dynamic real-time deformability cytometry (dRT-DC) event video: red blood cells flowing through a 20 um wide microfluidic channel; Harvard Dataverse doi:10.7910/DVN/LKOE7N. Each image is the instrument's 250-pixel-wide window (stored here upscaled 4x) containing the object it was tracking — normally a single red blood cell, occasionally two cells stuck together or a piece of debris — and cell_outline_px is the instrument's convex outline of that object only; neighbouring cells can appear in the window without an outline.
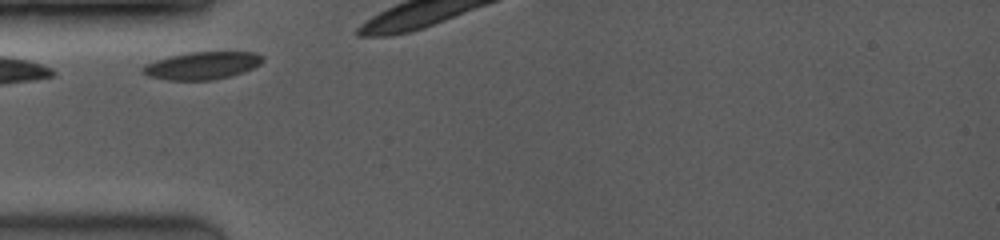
{"species": "common noctule bat (a hibernating species)", "species_latin": "Nyctalus noctula", "temperature_condition": "room temperature", "stored_images_in_passage": 3, "camera_frame_rate_fps": 3500, "um_per_image_px": 0.085, "animal": {"sex": "female", "body_mass_g": 19.0, "forearm_length_mm": 53.3}, "frame": {"image": 1, "passage_image": 1, "time_ms": 0.0, "image_size_px": [1000, 240], "cell_outline_px": [[264, 60], [260, 64], [244, 72], [232, 76], [212, 80], [168, 80], [148, 76], [140, 72], [140, 68], [144, 64], [156, 60], [188, 52], [256, 52], [264, 56]], "centroid_in_image_um": [17.18, 5.58], "position_along_channel_um": 67.8, "area_um2": 19.42}}